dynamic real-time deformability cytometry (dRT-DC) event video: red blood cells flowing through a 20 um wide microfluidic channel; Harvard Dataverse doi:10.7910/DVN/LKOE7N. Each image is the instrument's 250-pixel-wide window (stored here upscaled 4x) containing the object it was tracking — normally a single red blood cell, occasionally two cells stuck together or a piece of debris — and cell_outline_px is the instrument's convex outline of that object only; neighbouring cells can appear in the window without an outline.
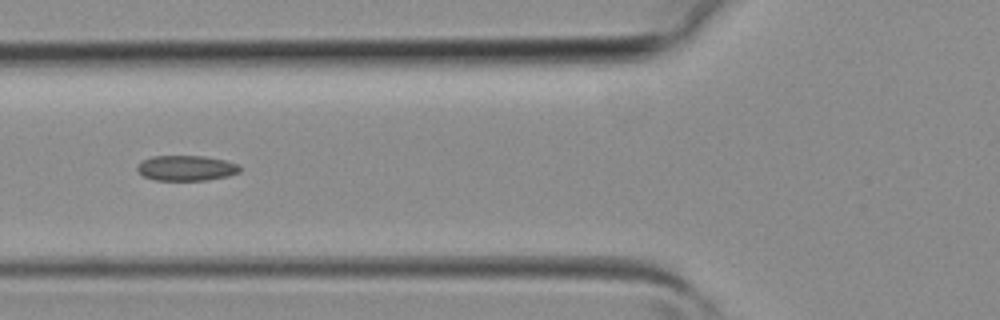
{"species": "common noctule bat (a hibernating species)", "species_latin": "Nyctalus noctula", "temperature_condition": "room temperature", "stored_images_in_passage": 4, "camera_frame_rate_fps": 3000, "um_per_image_px": 0.085, "animal": {"sex": "female", "body_mass_g": 19.3, "forearm_length_mm": 54.1}, "frame": {"image": 1, "passage_image": 4, "time_ms": 1.0, "image_size_px": [1000, 320], "cell_outline_px": [[240, 172], [228, 176], [208, 180], [156, 180], [144, 176], [136, 168], [136, 164], [152, 156], [204, 156], [224, 160], [240, 164]], "centroid_in_image_um": [15.85, 14.28], "position_along_channel_um": 109.9, "area_um2": 15.14}}